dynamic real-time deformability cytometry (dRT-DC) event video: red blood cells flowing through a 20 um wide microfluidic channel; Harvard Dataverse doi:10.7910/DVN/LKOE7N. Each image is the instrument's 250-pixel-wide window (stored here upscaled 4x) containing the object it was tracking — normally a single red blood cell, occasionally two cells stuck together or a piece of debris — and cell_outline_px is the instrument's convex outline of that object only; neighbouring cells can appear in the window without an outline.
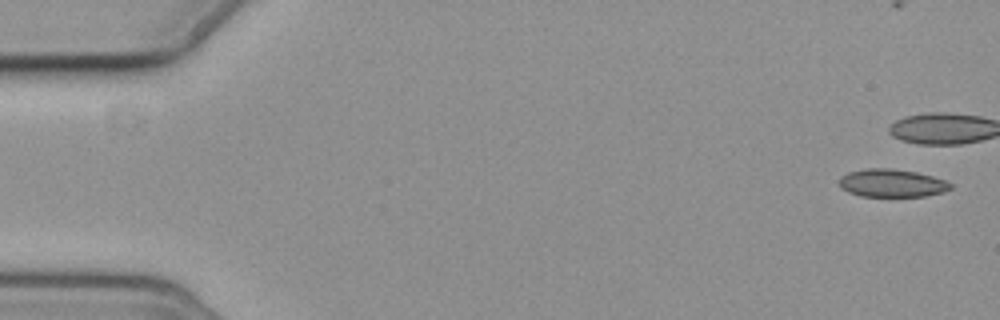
{"species": "common noctule bat (a hibernating species)", "species_latin": "Nyctalus noctula", "temperature_condition": "cold", "stored_images_in_passage": 8, "camera_frame_rate_fps": 3000, "um_per_image_px": 0.085, "animal": {"sex": "female", "body_mass_g": 19.3, "forearm_length_mm": 54.1}, "frame": {"image": 1, "passage_image": 1, "time_ms": 0.0, "image_size_px": [1000, 320], "cell_outline_px": [[952, 188], [944, 192], [924, 196], [860, 196], [848, 192], [840, 188], [840, 176], [848, 172], [868, 168], [892, 168], [916, 172], [932, 176], [944, 180], [952, 184]], "centroid_in_image_um": [75.8, 15.56], "position_along_channel_um": 9.2, "area_um2": 18.15}}
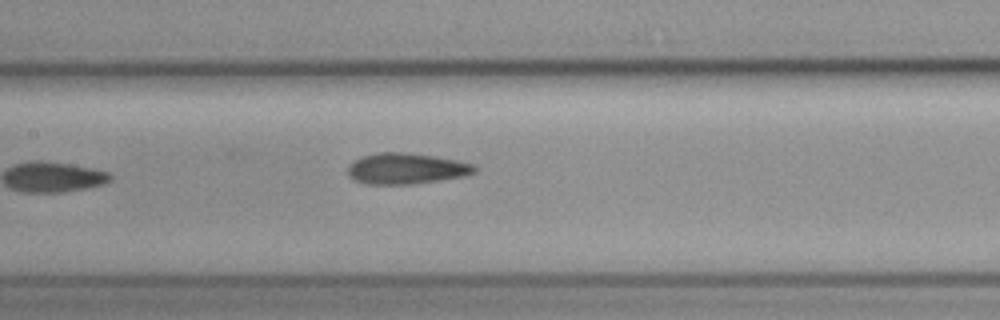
{"frame": {"image": 2, "passage_image": 8, "time_ms": 9.333, "image_size_px": [1000, 320], "cell_outline_px": [[476, 172], [464, 176], [440, 180], [412, 184], [368, 184], [356, 180], [348, 176], [348, 164], [364, 156], [380, 152], [400, 152], [432, 156], [456, 160], [472, 164], [476, 168]], "centroid_in_image_um": [34.52, 14.34], "position_along_channel_um": 172.9, "area_um2": 22.54}}